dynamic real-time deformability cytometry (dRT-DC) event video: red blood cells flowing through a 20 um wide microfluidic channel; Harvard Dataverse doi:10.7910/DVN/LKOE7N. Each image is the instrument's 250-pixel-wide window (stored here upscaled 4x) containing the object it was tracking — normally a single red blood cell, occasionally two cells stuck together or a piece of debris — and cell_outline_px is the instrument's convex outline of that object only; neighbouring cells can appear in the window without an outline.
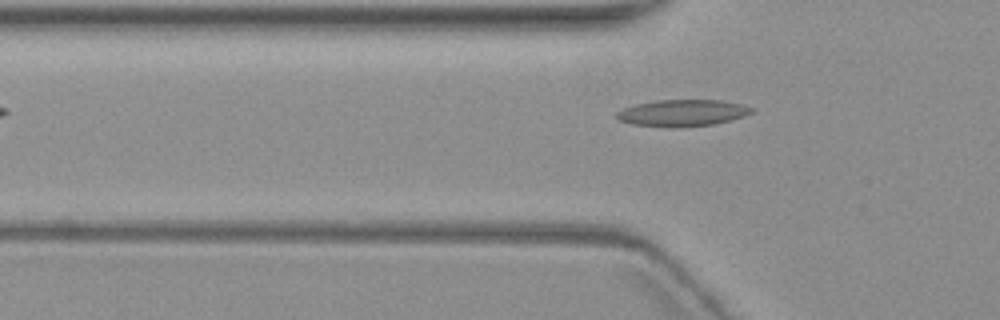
{"species": "common noctule bat (a hibernating species)", "species_latin": "Nyctalus noctula", "temperature_condition": "warm", "stored_images_in_passage": 3, "camera_frame_rate_fps": 3000, "um_per_image_px": 0.085, "animal": {"sex": "female", "body_mass_g": 19.3, "forearm_length_mm": 54.1}, "frame": {"image": 1, "passage_image": 3, "time_ms": 2.0, "image_size_px": [1000, 320], "cell_outline_px": [[752, 112], [744, 116], [732, 120], [712, 124], [676, 128], [672, 128], [632, 124], [620, 120], [616, 116], [616, 112], [632, 104], [656, 100], [720, 100], [740, 104], [752, 108]], "centroid_in_image_um": [57.96, 9.6], "position_along_channel_um": 67.8, "area_um2": 20.98}}